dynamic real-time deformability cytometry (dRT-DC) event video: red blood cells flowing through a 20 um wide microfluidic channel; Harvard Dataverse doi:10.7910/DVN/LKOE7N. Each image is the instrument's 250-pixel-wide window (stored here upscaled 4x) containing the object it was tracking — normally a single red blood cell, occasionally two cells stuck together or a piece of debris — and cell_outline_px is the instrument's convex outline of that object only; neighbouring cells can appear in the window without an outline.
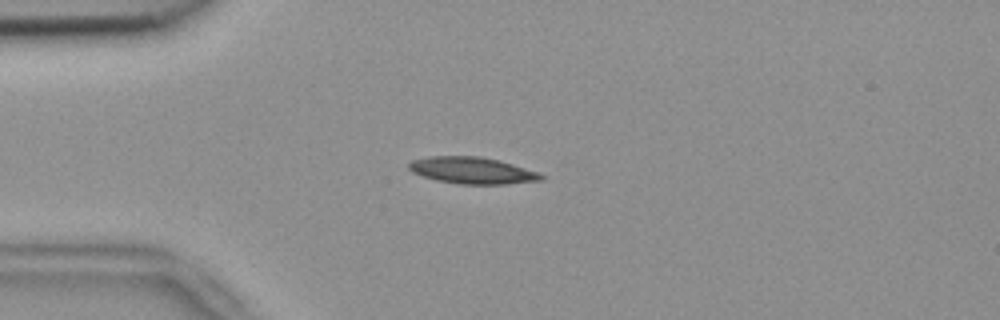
{"species": "common noctule bat (a hibernating species)", "species_latin": "Nyctalus noctula", "temperature_condition": "room temperature", "stored_images_in_passage": 49, "camera_frame_rate_fps": 3000, "um_per_image_px": 0.085, "animal": {"sex": "female", "body_mass_g": 18.4}, "frame": {"image": 1, "passage_image": 9, "time_ms": 2.667, "image_size_px": [1000, 320], "cell_outline_px": [[544, 180], [504, 184], [460, 184], [436, 180], [412, 172], [408, 168], [408, 164], [412, 160], [432, 156], [480, 156], [512, 164], [536, 172], [544, 176]], "centroid_in_image_um": [40.11, 14.49], "position_along_channel_um": 44.9, "area_um2": 20.29}}
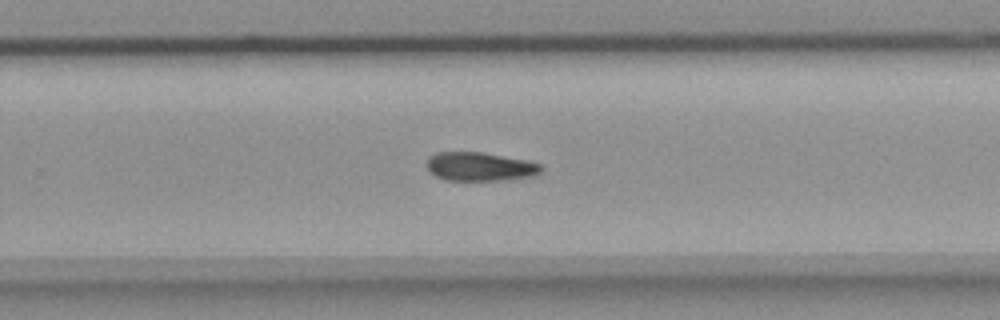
{"frame": {"image": 2, "passage_image": 30, "time_ms": 9.667, "image_size_px": [1000, 320], "cell_outline_px": [[544, 168], [536, 176], [504, 180], [444, 180], [428, 172], [428, 156], [436, 152], [480, 152], [524, 160], [540, 164]], "centroid_in_image_um": [40.78, 14.17], "position_along_channel_um": 289.0, "area_um2": 19.13}}
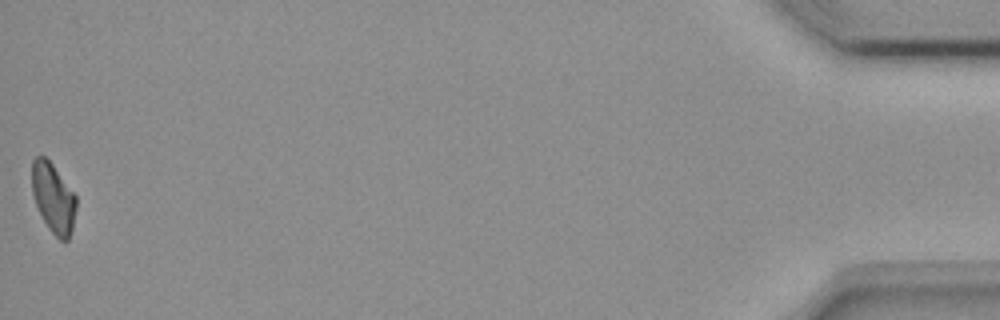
{"frame": {"image": 3, "passage_image": 49, "time_ms": 16.0, "image_size_px": [1000, 320], "cell_outline_px": [[76, 208], [72, 228], [68, 240], [60, 240], [48, 228], [36, 204], [32, 192], [32, 160], [36, 156], [44, 156], [52, 164], [76, 196]], "centroid_in_image_um": [4.52, 16.82], "position_along_channel_um": 430.7, "area_um2": 17.63}, "authors_computed_cell_mechanics": {"area_um2": 19.4208, "velocity_mm_per_s": 3.7662, "shape_relaxation_time_tau1_ms": 10.0589, "shape_relaxation_time_tau2_ms": null, "deformation_change_tau1": 0.1874, "deformation_change_tau2": null}}